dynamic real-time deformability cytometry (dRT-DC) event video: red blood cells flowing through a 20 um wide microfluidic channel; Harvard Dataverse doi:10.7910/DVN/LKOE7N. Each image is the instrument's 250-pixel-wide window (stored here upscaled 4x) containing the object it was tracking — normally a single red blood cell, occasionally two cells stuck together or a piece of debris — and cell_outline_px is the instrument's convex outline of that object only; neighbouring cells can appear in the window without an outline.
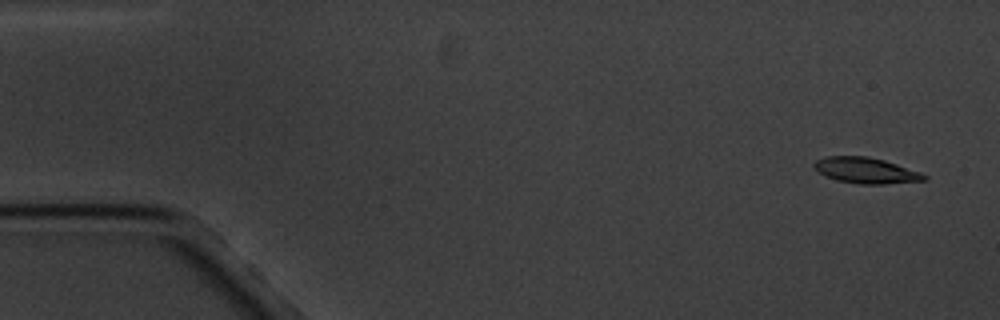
{"species": "common noctule bat (a hibernating species)", "species_latin": "Nyctalus noctula", "temperature_condition": "cold", "stored_images_in_passage": 4, "camera_frame_rate_fps": 3000, "um_per_image_px": 0.085, "animal": {"sex": "male", "body_mass_g": 20.1, "forearm_length_mm": 53.5}, "frame": {"image": 1, "passage_image": 1, "time_ms": 0.0, "image_size_px": [1000, 320], "cell_outline_px": [[928, 180], [884, 184], [860, 184], [836, 180], [820, 172], [812, 164], [816, 160], [824, 156], [868, 156], [884, 160], [920, 172], [928, 176]], "centroid_in_image_um": [73.62, 14.48], "position_along_channel_um": 11.4, "area_um2": 16.47}}
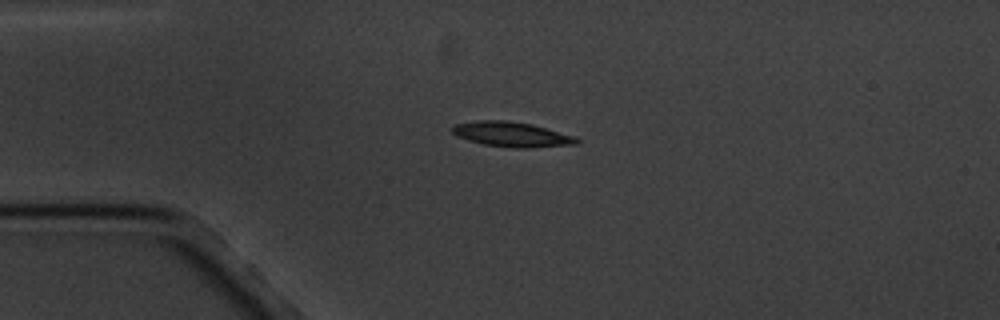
{"frame": {"image": 2, "passage_image": 4, "time_ms": 3.667, "image_size_px": [1000, 320], "cell_outline_px": [[580, 140], [576, 144], [528, 148], [512, 148], [484, 144], [468, 140], [456, 136], [452, 132], [452, 128], [456, 124], [476, 120], [508, 120], [532, 124], [576, 136]], "centroid_in_image_um": [43.51, 11.41], "position_along_channel_um": 41.5, "area_um2": 18.15}}